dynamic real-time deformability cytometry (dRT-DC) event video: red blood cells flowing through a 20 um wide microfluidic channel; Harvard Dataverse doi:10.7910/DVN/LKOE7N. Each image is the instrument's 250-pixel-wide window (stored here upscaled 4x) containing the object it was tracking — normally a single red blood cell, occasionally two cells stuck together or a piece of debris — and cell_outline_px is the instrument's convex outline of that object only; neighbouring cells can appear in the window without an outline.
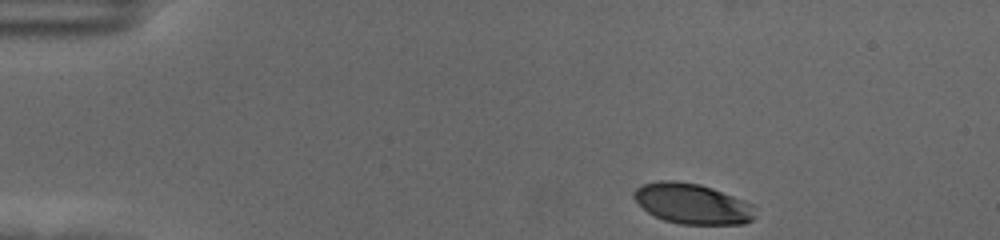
{"species": "human", "species_latin": "Homo sapiens", "temperature_condition": "cold", "stored_images_in_passage": 41, "camera_frame_rate_fps": 3000, "um_per_image_px": 0.085, "donor": {"sex": "female"}, "frame": {"image": 1, "passage_image": 1, "time_ms": 0.0, "image_size_px": [1000, 240], "cell_outline_px": [[756, 216], [752, 220], [744, 224], [680, 224], [664, 220], [648, 212], [632, 196], [632, 192], [636, 188], [644, 184], [660, 180], [676, 180], [700, 184], [712, 188], [744, 200], [752, 204], [756, 208]], "centroid_in_image_um": [58.88, 17.31], "position_along_channel_um": 26.1, "area_um2": 28.67}}
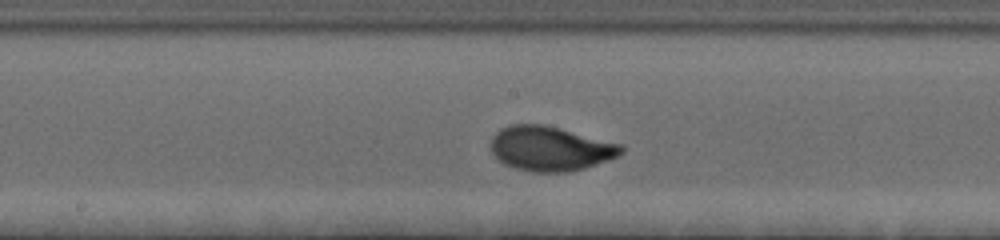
{"frame": {"image": 2, "passage_image": 23, "time_ms": 7.333, "image_size_px": [1000, 240], "cell_outline_px": [[624, 152], [616, 156], [584, 168], [568, 172], [532, 172], [516, 168], [504, 164], [492, 152], [492, 136], [500, 128], [508, 124], [544, 124], [624, 144]], "centroid_in_image_um": [46.78, 12.61], "position_along_channel_um": 201.4, "area_um2": 33.87}}
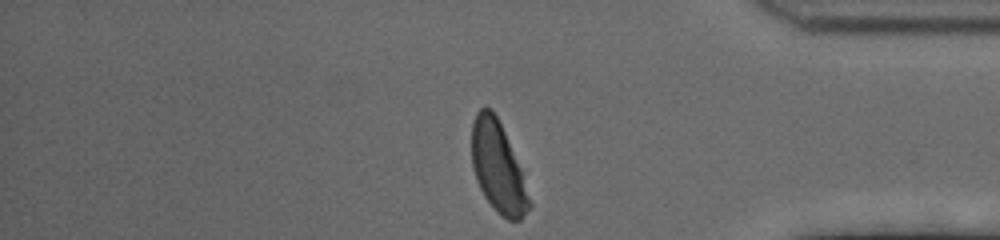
{"frame": {"image": 3, "passage_image": 41, "time_ms": 13.333, "image_size_px": [1000, 240], "cell_outline_px": [[532, 204], [524, 216], [520, 220], [508, 220], [500, 216], [484, 196], [476, 180], [472, 168], [472, 124], [476, 112], [480, 108], [492, 108], [504, 132], [520, 168]], "centroid_in_image_um": [42.31, 14.25], "position_along_channel_um": 392.9, "area_um2": 30.0}, "authors_computed_cell_mechanics": {"area_um2": 32.1368, "velocity_mm_per_s": 3.4947, "shape_relaxation_time_tau1_ms": 2.2235, "shape_relaxation_time_tau2_ms": null, "deformation_change_tau1": 0.1341, "deformation_change_tau2": null}}